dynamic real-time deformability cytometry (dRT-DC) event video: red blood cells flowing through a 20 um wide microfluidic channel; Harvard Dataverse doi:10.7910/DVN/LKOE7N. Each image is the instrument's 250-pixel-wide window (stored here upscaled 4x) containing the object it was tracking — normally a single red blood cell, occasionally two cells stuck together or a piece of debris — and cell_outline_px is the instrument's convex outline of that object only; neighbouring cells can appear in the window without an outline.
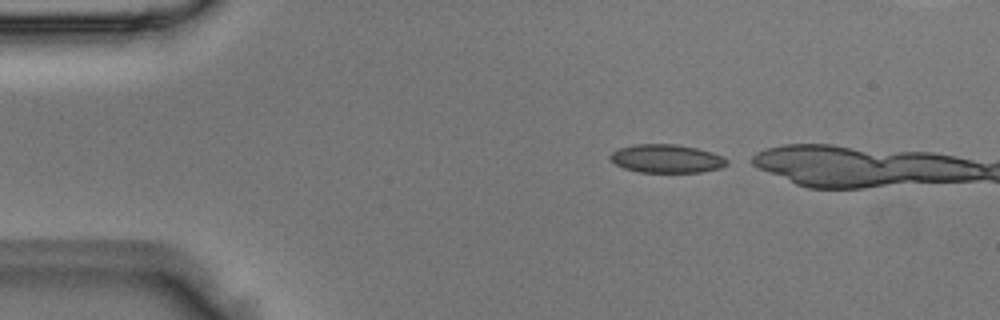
{"species": "Egyptian fruit bat (a non-hibernating species)", "species_latin": "Rousettus aegyptiacus", "temperature_condition": "room temperature", "stored_images_in_passage": 3, "camera_frame_rate_fps": 3000, "um_per_image_px": 0.085, "animal": {"sex": "male"}, "frame": {"image": 1, "passage_image": 1, "time_ms": 0.0, "image_size_px": [1000, 320], "cell_outline_px": [[728, 164], [720, 168], [700, 172], [640, 172], [624, 168], [616, 164], [608, 156], [616, 148], [632, 144], [676, 144], [696, 148], [712, 152], [724, 156], [728, 160]], "centroid_in_image_um": [56.65, 13.47], "position_along_channel_um": 28.4, "area_um2": 19.42}}